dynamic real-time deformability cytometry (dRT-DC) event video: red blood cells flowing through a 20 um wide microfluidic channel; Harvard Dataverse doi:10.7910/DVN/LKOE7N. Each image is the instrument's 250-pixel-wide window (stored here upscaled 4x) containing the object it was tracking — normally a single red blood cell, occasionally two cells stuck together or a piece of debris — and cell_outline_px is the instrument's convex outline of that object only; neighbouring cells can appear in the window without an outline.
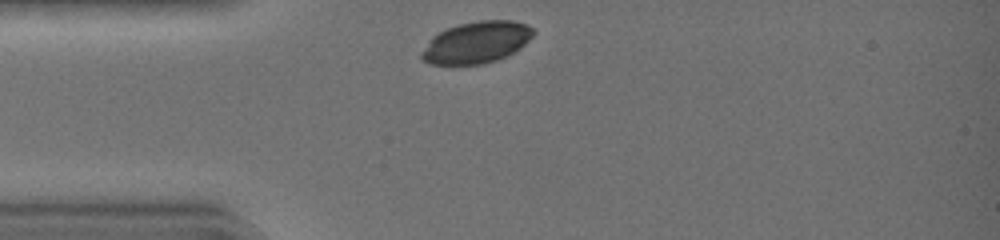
{"species": "common noctule bat (a hibernating species)", "species_latin": "Nyctalus noctula", "temperature_condition": "warm", "stored_images_in_passage": 28, "camera_frame_rate_fps": 3000, "um_per_image_px": 0.085, "animal": {"sex": "female", "body_mass_g": 19.0, "forearm_length_mm": 51.5}, "frame": {"image": 1, "passage_image": 1, "time_ms": 0.0, "image_size_px": [1000, 240], "cell_outline_px": [[536, 32], [520, 48], [508, 56], [484, 64], [428, 64], [420, 60], [420, 52], [432, 36], [448, 28], [460, 24], [480, 20], [512, 20], [528, 24]], "centroid_in_image_um": [40.49, 3.61], "position_along_channel_um": 44.5, "area_um2": 27.28}}
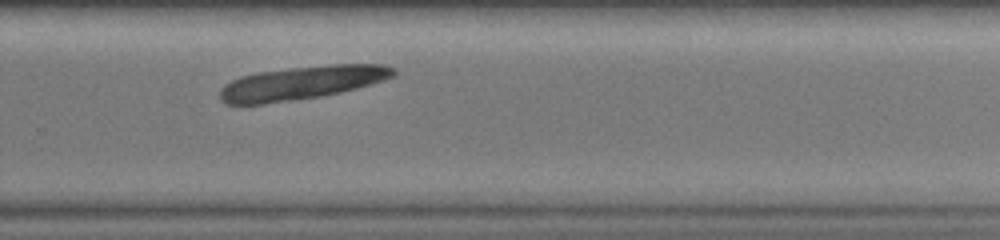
{"frame": {"image": 2, "passage_image": 20, "time_ms": 6.333, "image_size_px": [1000, 240], "cell_outline_px": [[396, 72], [392, 76], [384, 80], [356, 88], [340, 92], [320, 96], [264, 104], [224, 104], [220, 100], [220, 88], [224, 84], [240, 76], [260, 72], [292, 68], [332, 64], [384, 64], [396, 68]], "centroid_in_image_um": [25.63, 7.04], "position_along_channel_um": 304.2, "area_um2": 33.64}}
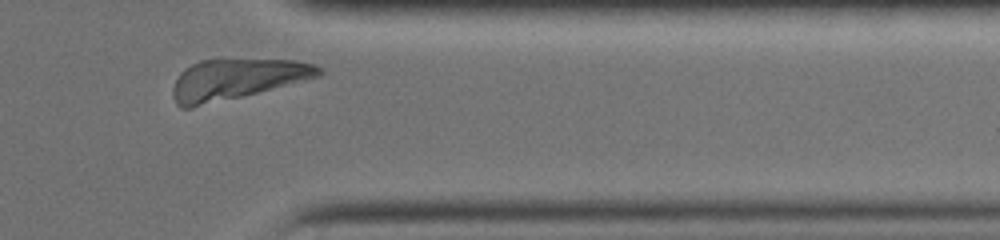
{"frame": {"image": 3, "passage_image": 26, "time_ms": 8.333, "image_size_px": [1000, 240], "cell_outline_px": [[324, 72], [320, 76], [192, 108], [180, 108], [176, 104], [172, 96], [172, 88], [180, 72], [184, 68], [200, 60], [296, 60], [316, 64]], "centroid_in_image_um": [20.06, 6.73], "position_along_channel_um": 391.3, "area_um2": 33.99}}